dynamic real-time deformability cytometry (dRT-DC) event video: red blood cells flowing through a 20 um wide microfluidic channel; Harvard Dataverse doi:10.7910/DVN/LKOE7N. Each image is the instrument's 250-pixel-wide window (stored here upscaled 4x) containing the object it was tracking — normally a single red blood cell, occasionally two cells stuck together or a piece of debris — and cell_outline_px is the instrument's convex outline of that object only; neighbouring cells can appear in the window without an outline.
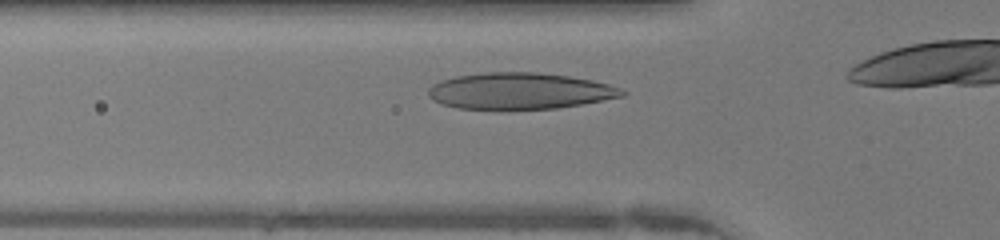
{"species": "human", "species_latin": "Homo sapiens", "temperature_condition": "warm", "stored_images_in_passage": 26, "camera_frame_rate_fps": 3000, "um_per_image_px": 0.085, "donor": {"sex": "female"}, "frame": {"image": 1, "passage_image": 3, "time_ms": 0.667, "image_size_px": [1000, 240], "cell_outline_px": [[628, 92], [624, 96], [584, 104], [556, 108], [456, 108], [440, 104], [432, 100], [428, 96], [428, 88], [432, 84], [440, 80], [456, 76], [488, 72], [536, 72], [568, 76], [592, 80], [608, 84], [620, 88]], "centroid_in_image_um": [44.17, 7.72], "position_along_channel_um": 81.6, "area_um2": 40.98}}
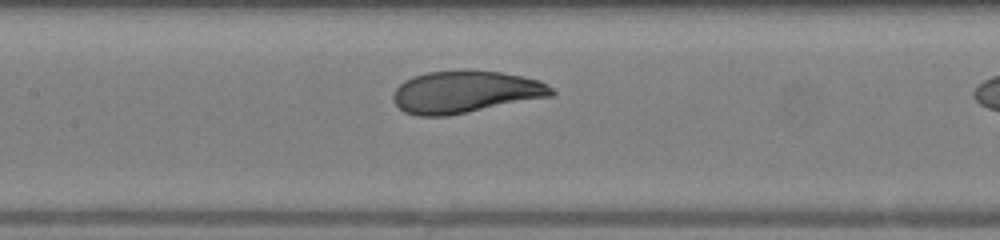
{"frame": {"image": 2, "passage_image": 9, "time_ms": 2.667, "image_size_px": [1000, 240], "cell_outline_px": [[556, 92], [552, 96], [448, 116], [416, 116], [404, 112], [392, 100], [392, 96], [396, 88], [404, 80], [412, 76], [428, 72], [464, 68], [468, 68], [500, 72], [540, 80], [548, 84]], "centroid_in_image_um": [39.54, 7.79], "position_along_channel_um": 167.9, "area_um2": 39.54}}
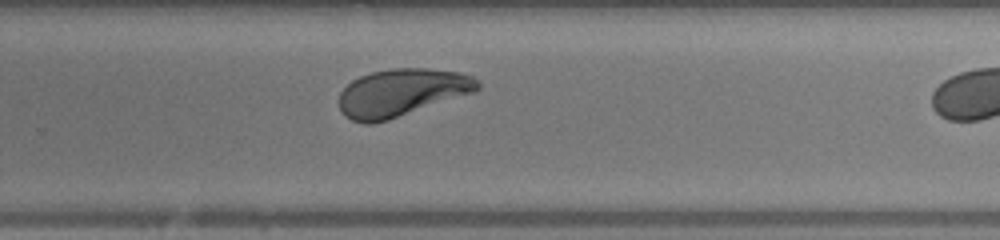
{"frame": {"image": 3, "passage_image": 18, "time_ms": 5.667, "image_size_px": [1000, 240], "cell_outline_px": [[480, 88], [476, 92], [388, 120], [372, 124], [364, 124], [352, 120], [344, 116], [340, 112], [340, 92], [352, 80], [360, 76], [372, 72], [392, 68], [428, 68], [460, 72], [472, 76], [480, 84]], "centroid_in_image_um": [34.14, 7.87], "position_along_channel_um": 295.7, "area_um2": 38.55}}